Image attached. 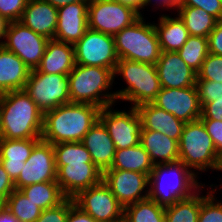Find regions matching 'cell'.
<instances>
[{"instance_id":"cell-1","label":"cell","mask_w":222,"mask_h":222,"mask_svg":"<svg viewBox=\"0 0 222 222\" xmlns=\"http://www.w3.org/2000/svg\"><path fill=\"white\" fill-rule=\"evenodd\" d=\"M101 108L87 103H67L44 113L41 139L53 144L81 142L99 120Z\"/></svg>"},{"instance_id":"cell-2","label":"cell","mask_w":222,"mask_h":222,"mask_svg":"<svg viewBox=\"0 0 222 222\" xmlns=\"http://www.w3.org/2000/svg\"><path fill=\"white\" fill-rule=\"evenodd\" d=\"M44 113L24 90L2 94L0 138L41 139Z\"/></svg>"},{"instance_id":"cell-3","label":"cell","mask_w":222,"mask_h":222,"mask_svg":"<svg viewBox=\"0 0 222 222\" xmlns=\"http://www.w3.org/2000/svg\"><path fill=\"white\" fill-rule=\"evenodd\" d=\"M197 173L181 161L154 165L149 175L148 198L165 208L192 196L203 186Z\"/></svg>"},{"instance_id":"cell-4","label":"cell","mask_w":222,"mask_h":222,"mask_svg":"<svg viewBox=\"0 0 222 222\" xmlns=\"http://www.w3.org/2000/svg\"><path fill=\"white\" fill-rule=\"evenodd\" d=\"M68 79L71 103L93 104L102 109L117 101L115 92H108L114 82L113 71L109 68L75 64Z\"/></svg>"},{"instance_id":"cell-5","label":"cell","mask_w":222,"mask_h":222,"mask_svg":"<svg viewBox=\"0 0 222 222\" xmlns=\"http://www.w3.org/2000/svg\"><path fill=\"white\" fill-rule=\"evenodd\" d=\"M113 75L114 79L116 75L122 76L127 84L115 92L116 98L130 102L135 108L152 103L161 89L156 66L152 64L120 59Z\"/></svg>"},{"instance_id":"cell-6","label":"cell","mask_w":222,"mask_h":222,"mask_svg":"<svg viewBox=\"0 0 222 222\" xmlns=\"http://www.w3.org/2000/svg\"><path fill=\"white\" fill-rule=\"evenodd\" d=\"M178 146L179 161L192 169L193 173L196 170L204 172L209 168L221 171L222 158L201 119L185 123Z\"/></svg>"},{"instance_id":"cell-7","label":"cell","mask_w":222,"mask_h":222,"mask_svg":"<svg viewBox=\"0 0 222 222\" xmlns=\"http://www.w3.org/2000/svg\"><path fill=\"white\" fill-rule=\"evenodd\" d=\"M142 15L114 36L115 49L120 59L155 65L161 49L154 23L144 21Z\"/></svg>"},{"instance_id":"cell-8","label":"cell","mask_w":222,"mask_h":222,"mask_svg":"<svg viewBox=\"0 0 222 222\" xmlns=\"http://www.w3.org/2000/svg\"><path fill=\"white\" fill-rule=\"evenodd\" d=\"M24 91L43 112L70 103L68 75L30 71Z\"/></svg>"},{"instance_id":"cell-9","label":"cell","mask_w":222,"mask_h":222,"mask_svg":"<svg viewBox=\"0 0 222 222\" xmlns=\"http://www.w3.org/2000/svg\"><path fill=\"white\" fill-rule=\"evenodd\" d=\"M141 17L135 8L116 0H89L88 28L115 36Z\"/></svg>"},{"instance_id":"cell-10","label":"cell","mask_w":222,"mask_h":222,"mask_svg":"<svg viewBox=\"0 0 222 222\" xmlns=\"http://www.w3.org/2000/svg\"><path fill=\"white\" fill-rule=\"evenodd\" d=\"M73 46L76 64L109 68L114 72L119 61L114 36L88 28Z\"/></svg>"},{"instance_id":"cell-11","label":"cell","mask_w":222,"mask_h":222,"mask_svg":"<svg viewBox=\"0 0 222 222\" xmlns=\"http://www.w3.org/2000/svg\"><path fill=\"white\" fill-rule=\"evenodd\" d=\"M108 105L100 110L99 120L107 128L115 149H125L140 143L142 121L135 107L129 111L113 110Z\"/></svg>"},{"instance_id":"cell-12","label":"cell","mask_w":222,"mask_h":222,"mask_svg":"<svg viewBox=\"0 0 222 222\" xmlns=\"http://www.w3.org/2000/svg\"><path fill=\"white\" fill-rule=\"evenodd\" d=\"M73 200L76 206L97 222H123L124 207L103 180L81 191Z\"/></svg>"},{"instance_id":"cell-13","label":"cell","mask_w":222,"mask_h":222,"mask_svg":"<svg viewBox=\"0 0 222 222\" xmlns=\"http://www.w3.org/2000/svg\"><path fill=\"white\" fill-rule=\"evenodd\" d=\"M49 39L35 33L20 21L10 22L3 47L16 54L30 70L42 60Z\"/></svg>"},{"instance_id":"cell-14","label":"cell","mask_w":222,"mask_h":222,"mask_svg":"<svg viewBox=\"0 0 222 222\" xmlns=\"http://www.w3.org/2000/svg\"><path fill=\"white\" fill-rule=\"evenodd\" d=\"M102 180L124 208L148 198V190H146L149 186L148 174L107 169L103 172Z\"/></svg>"},{"instance_id":"cell-15","label":"cell","mask_w":222,"mask_h":222,"mask_svg":"<svg viewBox=\"0 0 222 222\" xmlns=\"http://www.w3.org/2000/svg\"><path fill=\"white\" fill-rule=\"evenodd\" d=\"M49 181H56L55 153L53 145L41 139L25 161L14 186L19 190L35 183Z\"/></svg>"},{"instance_id":"cell-16","label":"cell","mask_w":222,"mask_h":222,"mask_svg":"<svg viewBox=\"0 0 222 222\" xmlns=\"http://www.w3.org/2000/svg\"><path fill=\"white\" fill-rule=\"evenodd\" d=\"M152 103L185 123L201 117V104L196 85L177 89L161 87Z\"/></svg>"},{"instance_id":"cell-17","label":"cell","mask_w":222,"mask_h":222,"mask_svg":"<svg viewBox=\"0 0 222 222\" xmlns=\"http://www.w3.org/2000/svg\"><path fill=\"white\" fill-rule=\"evenodd\" d=\"M56 167V182L66 198H74L81 191L102 181L103 173L94 163H68Z\"/></svg>"},{"instance_id":"cell-18","label":"cell","mask_w":222,"mask_h":222,"mask_svg":"<svg viewBox=\"0 0 222 222\" xmlns=\"http://www.w3.org/2000/svg\"><path fill=\"white\" fill-rule=\"evenodd\" d=\"M88 3L83 0L58 8V21L54 39L74 45L88 29Z\"/></svg>"},{"instance_id":"cell-19","label":"cell","mask_w":222,"mask_h":222,"mask_svg":"<svg viewBox=\"0 0 222 222\" xmlns=\"http://www.w3.org/2000/svg\"><path fill=\"white\" fill-rule=\"evenodd\" d=\"M155 66L163 88L177 89L196 85L197 73L182 60L177 52H161Z\"/></svg>"},{"instance_id":"cell-20","label":"cell","mask_w":222,"mask_h":222,"mask_svg":"<svg viewBox=\"0 0 222 222\" xmlns=\"http://www.w3.org/2000/svg\"><path fill=\"white\" fill-rule=\"evenodd\" d=\"M19 21L35 33L54 39L58 9L43 0H28Z\"/></svg>"},{"instance_id":"cell-21","label":"cell","mask_w":222,"mask_h":222,"mask_svg":"<svg viewBox=\"0 0 222 222\" xmlns=\"http://www.w3.org/2000/svg\"><path fill=\"white\" fill-rule=\"evenodd\" d=\"M81 143L102 173L111 167L116 149L107 128L100 120L89 129Z\"/></svg>"},{"instance_id":"cell-22","label":"cell","mask_w":222,"mask_h":222,"mask_svg":"<svg viewBox=\"0 0 222 222\" xmlns=\"http://www.w3.org/2000/svg\"><path fill=\"white\" fill-rule=\"evenodd\" d=\"M142 121V129L159 131L179 142L185 122L154 105L145 103L136 107Z\"/></svg>"},{"instance_id":"cell-23","label":"cell","mask_w":222,"mask_h":222,"mask_svg":"<svg viewBox=\"0 0 222 222\" xmlns=\"http://www.w3.org/2000/svg\"><path fill=\"white\" fill-rule=\"evenodd\" d=\"M41 139H15L0 138V162L9 177L15 182L30 157L34 146Z\"/></svg>"},{"instance_id":"cell-24","label":"cell","mask_w":222,"mask_h":222,"mask_svg":"<svg viewBox=\"0 0 222 222\" xmlns=\"http://www.w3.org/2000/svg\"><path fill=\"white\" fill-rule=\"evenodd\" d=\"M30 71L16 54L0 47V94L24 90Z\"/></svg>"},{"instance_id":"cell-25","label":"cell","mask_w":222,"mask_h":222,"mask_svg":"<svg viewBox=\"0 0 222 222\" xmlns=\"http://www.w3.org/2000/svg\"><path fill=\"white\" fill-rule=\"evenodd\" d=\"M75 64L72 44L49 39L41 63L36 69L48 74L68 75Z\"/></svg>"},{"instance_id":"cell-26","label":"cell","mask_w":222,"mask_h":222,"mask_svg":"<svg viewBox=\"0 0 222 222\" xmlns=\"http://www.w3.org/2000/svg\"><path fill=\"white\" fill-rule=\"evenodd\" d=\"M140 144L154 165L179 161L178 141L159 131L142 129Z\"/></svg>"},{"instance_id":"cell-27","label":"cell","mask_w":222,"mask_h":222,"mask_svg":"<svg viewBox=\"0 0 222 222\" xmlns=\"http://www.w3.org/2000/svg\"><path fill=\"white\" fill-rule=\"evenodd\" d=\"M176 16L161 15L158 24L154 23L161 52H177L190 36L184 21Z\"/></svg>"},{"instance_id":"cell-28","label":"cell","mask_w":222,"mask_h":222,"mask_svg":"<svg viewBox=\"0 0 222 222\" xmlns=\"http://www.w3.org/2000/svg\"><path fill=\"white\" fill-rule=\"evenodd\" d=\"M153 167L149 154L139 143L133 147L116 149L114 161L109 169L130 170L150 175Z\"/></svg>"},{"instance_id":"cell-29","label":"cell","mask_w":222,"mask_h":222,"mask_svg":"<svg viewBox=\"0 0 222 222\" xmlns=\"http://www.w3.org/2000/svg\"><path fill=\"white\" fill-rule=\"evenodd\" d=\"M177 14L184 21L189 35L207 37L215 28L217 19L201 8L191 6H178Z\"/></svg>"},{"instance_id":"cell-30","label":"cell","mask_w":222,"mask_h":222,"mask_svg":"<svg viewBox=\"0 0 222 222\" xmlns=\"http://www.w3.org/2000/svg\"><path fill=\"white\" fill-rule=\"evenodd\" d=\"M19 190L42 210L58 206L66 199L56 181L35 183Z\"/></svg>"},{"instance_id":"cell-31","label":"cell","mask_w":222,"mask_h":222,"mask_svg":"<svg viewBox=\"0 0 222 222\" xmlns=\"http://www.w3.org/2000/svg\"><path fill=\"white\" fill-rule=\"evenodd\" d=\"M123 222H167L165 208L146 198L124 208Z\"/></svg>"},{"instance_id":"cell-32","label":"cell","mask_w":222,"mask_h":222,"mask_svg":"<svg viewBox=\"0 0 222 222\" xmlns=\"http://www.w3.org/2000/svg\"><path fill=\"white\" fill-rule=\"evenodd\" d=\"M203 185L192 196L179 200L171 206L165 207V217L167 222H198L199 210L201 207Z\"/></svg>"},{"instance_id":"cell-33","label":"cell","mask_w":222,"mask_h":222,"mask_svg":"<svg viewBox=\"0 0 222 222\" xmlns=\"http://www.w3.org/2000/svg\"><path fill=\"white\" fill-rule=\"evenodd\" d=\"M177 53L192 70L198 73L209 54L208 38L190 35Z\"/></svg>"},{"instance_id":"cell-34","label":"cell","mask_w":222,"mask_h":222,"mask_svg":"<svg viewBox=\"0 0 222 222\" xmlns=\"http://www.w3.org/2000/svg\"><path fill=\"white\" fill-rule=\"evenodd\" d=\"M5 206L20 222H35L42 213L38 205L17 189L5 200Z\"/></svg>"},{"instance_id":"cell-35","label":"cell","mask_w":222,"mask_h":222,"mask_svg":"<svg viewBox=\"0 0 222 222\" xmlns=\"http://www.w3.org/2000/svg\"><path fill=\"white\" fill-rule=\"evenodd\" d=\"M55 153V166L68 163H93L90 153L81 142H63L53 144Z\"/></svg>"},{"instance_id":"cell-36","label":"cell","mask_w":222,"mask_h":222,"mask_svg":"<svg viewBox=\"0 0 222 222\" xmlns=\"http://www.w3.org/2000/svg\"><path fill=\"white\" fill-rule=\"evenodd\" d=\"M212 187L213 184L205 196L201 195L198 222H222V201L215 198L217 187L211 190Z\"/></svg>"},{"instance_id":"cell-37","label":"cell","mask_w":222,"mask_h":222,"mask_svg":"<svg viewBox=\"0 0 222 222\" xmlns=\"http://www.w3.org/2000/svg\"><path fill=\"white\" fill-rule=\"evenodd\" d=\"M197 80L222 83V56L209 53L197 73Z\"/></svg>"},{"instance_id":"cell-38","label":"cell","mask_w":222,"mask_h":222,"mask_svg":"<svg viewBox=\"0 0 222 222\" xmlns=\"http://www.w3.org/2000/svg\"><path fill=\"white\" fill-rule=\"evenodd\" d=\"M196 86L200 104L222 99V83L208 80H197Z\"/></svg>"},{"instance_id":"cell-39","label":"cell","mask_w":222,"mask_h":222,"mask_svg":"<svg viewBox=\"0 0 222 222\" xmlns=\"http://www.w3.org/2000/svg\"><path fill=\"white\" fill-rule=\"evenodd\" d=\"M28 0H0V15L9 22L19 21Z\"/></svg>"},{"instance_id":"cell-40","label":"cell","mask_w":222,"mask_h":222,"mask_svg":"<svg viewBox=\"0 0 222 222\" xmlns=\"http://www.w3.org/2000/svg\"><path fill=\"white\" fill-rule=\"evenodd\" d=\"M69 212V198L53 208L42 210L35 222H66Z\"/></svg>"},{"instance_id":"cell-41","label":"cell","mask_w":222,"mask_h":222,"mask_svg":"<svg viewBox=\"0 0 222 222\" xmlns=\"http://www.w3.org/2000/svg\"><path fill=\"white\" fill-rule=\"evenodd\" d=\"M180 6L201 8L218 21L222 19V0H182Z\"/></svg>"},{"instance_id":"cell-42","label":"cell","mask_w":222,"mask_h":222,"mask_svg":"<svg viewBox=\"0 0 222 222\" xmlns=\"http://www.w3.org/2000/svg\"><path fill=\"white\" fill-rule=\"evenodd\" d=\"M206 131L214 142L218 155L222 158V120L201 119Z\"/></svg>"},{"instance_id":"cell-43","label":"cell","mask_w":222,"mask_h":222,"mask_svg":"<svg viewBox=\"0 0 222 222\" xmlns=\"http://www.w3.org/2000/svg\"><path fill=\"white\" fill-rule=\"evenodd\" d=\"M209 53L222 56V19L217 21L215 28L208 36Z\"/></svg>"},{"instance_id":"cell-44","label":"cell","mask_w":222,"mask_h":222,"mask_svg":"<svg viewBox=\"0 0 222 222\" xmlns=\"http://www.w3.org/2000/svg\"><path fill=\"white\" fill-rule=\"evenodd\" d=\"M200 119L222 120V99L201 104Z\"/></svg>"},{"instance_id":"cell-45","label":"cell","mask_w":222,"mask_h":222,"mask_svg":"<svg viewBox=\"0 0 222 222\" xmlns=\"http://www.w3.org/2000/svg\"><path fill=\"white\" fill-rule=\"evenodd\" d=\"M66 222H97L89 214L83 212L78 206L75 205L74 200L69 198V212Z\"/></svg>"},{"instance_id":"cell-46","label":"cell","mask_w":222,"mask_h":222,"mask_svg":"<svg viewBox=\"0 0 222 222\" xmlns=\"http://www.w3.org/2000/svg\"><path fill=\"white\" fill-rule=\"evenodd\" d=\"M14 190V181L9 177L0 162V196L6 200Z\"/></svg>"},{"instance_id":"cell-47","label":"cell","mask_w":222,"mask_h":222,"mask_svg":"<svg viewBox=\"0 0 222 222\" xmlns=\"http://www.w3.org/2000/svg\"><path fill=\"white\" fill-rule=\"evenodd\" d=\"M181 1L182 0H144V2H143V5H142V8H141V10L142 9H145V6L147 7L148 5H150V4H153L152 2H154L155 4H153V6L155 5V6H158V7H156V8H159L160 6L161 7H163V9H164V7H166V9L168 10V9H170V10H176V8L178 7V6H180V4H181ZM158 3V4H157ZM157 4V5H156ZM175 8V9H174Z\"/></svg>"},{"instance_id":"cell-48","label":"cell","mask_w":222,"mask_h":222,"mask_svg":"<svg viewBox=\"0 0 222 222\" xmlns=\"http://www.w3.org/2000/svg\"><path fill=\"white\" fill-rule=\"evenodd\" d=\"M0 222H20L6 206L0 209Z\"/></svg>"},{"instance_id":"cell-49","label":"cell","mask_w":222,"mask_h":222,"mask_svg":"<svg viewBox=\"0 0 222 222\" xmlns=\"http://www.w3.org/2000/svg\"><path fill=\"white\" fill-rule=\"evenodd\" d=\"M9 24H10V22L6 18H4L0 15V39L6 38V33L8 30ZM0 41H1L0 47H2L4 44V41H2V40H0Z\"/></svg>"},{"instance_id":"cell-50","label":"cell","mask_w":222,"mask_h":222,"mask_svg":"<svg viewBox=\"0 0 222 222\" xmlns=\"http://www.w3.org/2000/svg\"><path fill=\"white\" fill-rule=\"evenodd\" d=\"M44 2H47L54 6L55 8H59L68 4L76 3L83 0H43Z\"/></svg>"},{"instance_id":"cell-51","label":"cell","mask_w":222,"mask_h":222,"mask_svg":"<svg viewBox=\"0 0 222 222\" xmlns=\"http://www.w3.org/2000/svg\"><path fill=\"white\" fill-rule=\"evenodd\" d=\"M116 1H119L122 4H126L135 8L136 10L140 12V15L142 16V13L140 10L142 8L144 0H116Z\"/></svg>"},{"instance_id":"cell-52","label":"cell","mask_w":222,"mask_h":222,"mask_svg":"<svg viewBox=\"0 0 222 222\" xmlns=\"http://www.w3.org/2000/svg\"><path fill=\"white\" fill-rule=\"evenodd\" d=\"M5 206V200L0 196V209Z\"/></svg>"},{"instance_id":"cell-53","label":"cell","mask_w":222,"mask_h":222,"mask_svg":"<svg viewBox=\"0 0 222 222\" xmlns=\"http://www.w3.org/2000/svg\"><path fill=\"white\" fill-rule=\"evenodd\" d=\"M1 105H2V94H0V110H1Z\"/></svg>"}]
</instances>
